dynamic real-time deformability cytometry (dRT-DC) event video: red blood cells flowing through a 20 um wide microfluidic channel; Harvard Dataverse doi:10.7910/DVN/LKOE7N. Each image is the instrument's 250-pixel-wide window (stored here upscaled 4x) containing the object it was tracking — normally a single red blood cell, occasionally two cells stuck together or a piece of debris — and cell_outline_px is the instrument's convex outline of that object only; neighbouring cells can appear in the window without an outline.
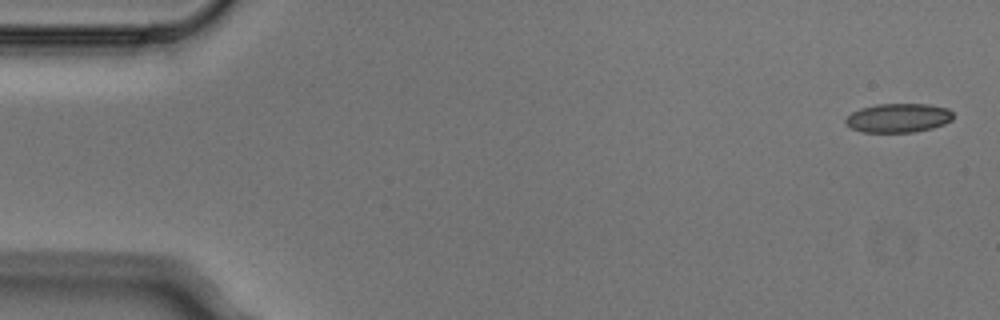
{"species": "Egyptian fruit bat (a non-hibernating species)", "species_latin": "Rousettus aegyptiacus", "temperature_condition": "cold", "stored_images_in_passage": 4, "camera_frame_rate_fps": 3000, "um_per_image_px": 0.085, "animal": {"sex": "male"}, "frame": {"image": 1, "passage_image": 1, "time_ms": 0.0, "image_size_px": [1000, 320], "cell_outline_px": [[952, 120], [944, 124], [932, 128], [916, 132], [860, 132], [844, 124], [844, 120], [852, 112], [860, 108], [876, 104], [928, 104], [948, 108], [952, 112]], "centroid_in_image_um": [76.34, 10.02], "position_along_channel_um": 8.7, "area_um2": 18.32}}